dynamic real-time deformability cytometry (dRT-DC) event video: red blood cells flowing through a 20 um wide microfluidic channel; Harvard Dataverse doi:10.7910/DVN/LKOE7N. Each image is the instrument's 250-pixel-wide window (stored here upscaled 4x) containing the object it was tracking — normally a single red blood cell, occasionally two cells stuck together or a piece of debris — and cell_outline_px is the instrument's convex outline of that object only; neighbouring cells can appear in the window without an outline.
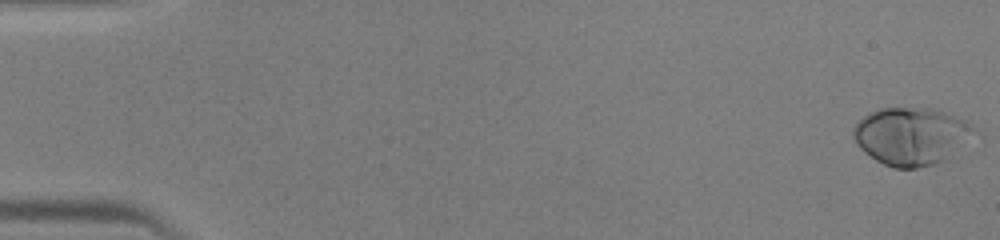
{"species": "human", "species_latin": "Homo sapiens", "temperature_condition": "warm", "stored_images_in_passage": 47, "camera_frame_rate_fps": 3000, "um_per_image_px": 0.085, "donor": {"sex": "male"}, "frame": {"image": 1, "passage_image": 1, "time_ms": 0.0, "image_size_px": [1000, 240], "cell_outline_px": [[972, 128], [948, 160], [916, 168], [892, 168], [876, 160], [864, 152], [856, 144], [852, 136], [852, 128], [868, 112], [880, 108], [928, 108], [944, 112], [964, 120], [972, 124]], "centroid_in_image_um": [77.33, 11.57], "position_along_channel_um": 7.7, "area_um2": 39.71}}
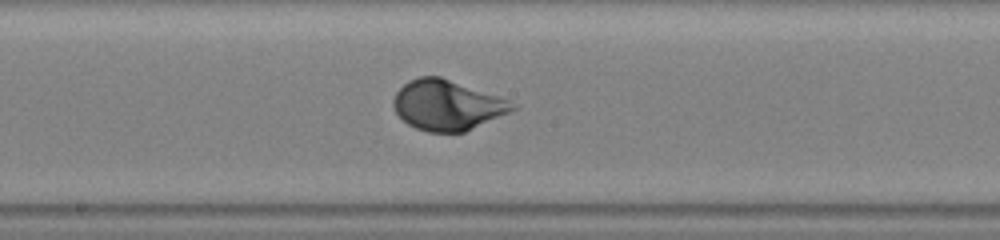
{"frame": {"image": 2, "passage_image": 26, "time_ms": 8.333, "image_size_px": [1000, 240], "cell_outline_px": [[516, 108], [508, 112], [464, 132], [428, 132], [416, 128], [408, 124], [396, 112], [392, 104], [392, 100], [396, 92], [408, 80], [420, 76], [440, 76], [508, 100]], "centroid_in_image_um": [37.94, 8.93], "position_along_channel_um": 210.3, "area_um2": 34.16}}
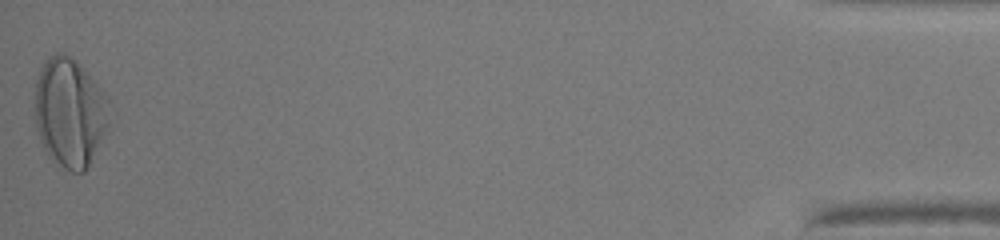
{"frame": {"image": 3, "passage_image": 47, "time_ms": 15.333, "image_size_px": [1000, 240], "cell_outline_px": [[108, 124], [88, 168], [84, 172], [72, 172], [64, 168], [52, 160], [48, 156], [40, 140], [36, 128], [36, 80], [40, 68], [44, 60], [48, 56], [56, 52], [64, 52], [72, 56], [84, 68], [108, 100]], "centroid_in_image_um": [5.9, 9.54], "position_along_channel_um": 429.3, "area_um2": 47.11}}